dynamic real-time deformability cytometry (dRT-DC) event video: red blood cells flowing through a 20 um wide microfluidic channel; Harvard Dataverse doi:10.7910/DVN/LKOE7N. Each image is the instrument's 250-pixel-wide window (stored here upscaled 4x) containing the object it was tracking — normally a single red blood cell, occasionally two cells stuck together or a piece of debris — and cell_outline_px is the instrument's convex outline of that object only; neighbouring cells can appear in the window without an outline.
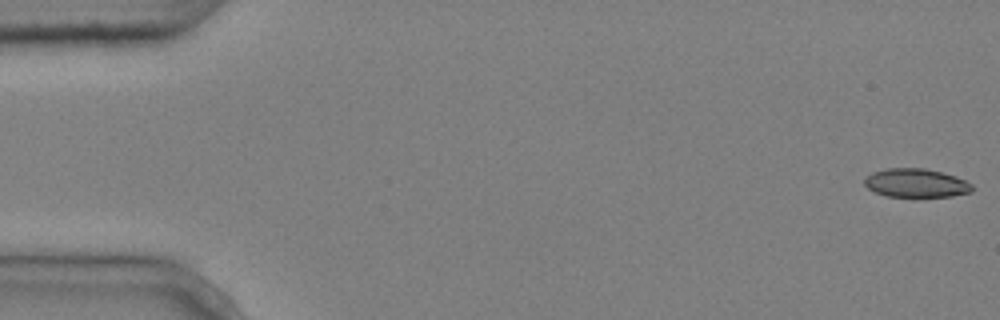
{"species": "common noctule bat (a hibernating species)", "species_latin": "Nyctalus noctula", "temperature_condition": "cold", "stored_images_in_passage": 5, "camera_frame_rate_fps": 3000, "um_per_image_px": 0.085, "animal": {"sex": "male", "body_mass_g": 20.4}, "frame": {"image": 1, "passage_image": 1, "time_ms": 0.0, "image_size_px": [1000, 320], "cell_outline_px": [[972, 192], [952, 196], [916, 200], [888, 196], [876, 192], [868, 188], [864, 184], [864, 180], [872, 172], [888, 168], [924, 168], [956, 176], [972, 184]], "centroid_in_image_um": [77.88, 15.61], "position_along_channel_um": 7.1, "area_um2": 18.67}}